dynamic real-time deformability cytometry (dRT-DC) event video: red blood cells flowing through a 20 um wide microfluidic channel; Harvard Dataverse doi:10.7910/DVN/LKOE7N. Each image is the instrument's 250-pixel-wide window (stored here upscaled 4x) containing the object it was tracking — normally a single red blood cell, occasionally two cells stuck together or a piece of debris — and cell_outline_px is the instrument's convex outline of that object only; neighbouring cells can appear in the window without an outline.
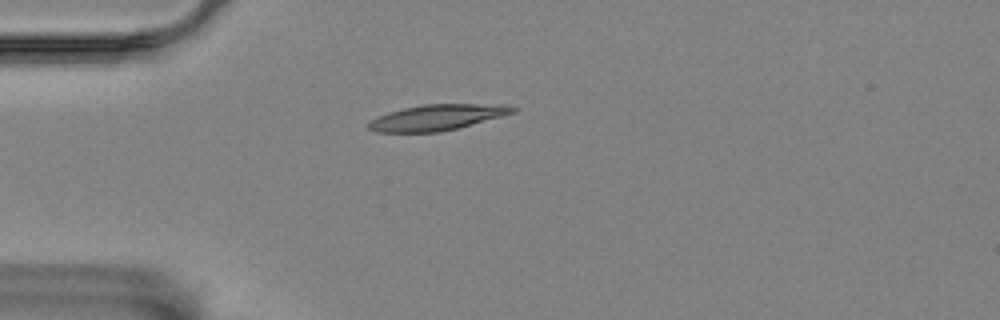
{"species": "Egyptian fruit bat (a non-hibernating species)", "species_latin": "Rousettus aegyptiacus", "temperature_condition": "room temperature", "stored_images_in_passage": 42, "camera_frame_rate_fps": 3000, "um_per_image_px": 0.085, "animal": {"sex": "female"}, "frame": {"image": 1, "passage_image": 1, "time_ms": 0.0, "image_size_px": [1000, 320], "cell_outline_px": [[520, 108], [516, 112], [456, 128], [440, 132], [376, 132], [368, 128], [368, 124], [376, 116], [388, 112], [404, 108], [424, 104], [508, 104]], "centroid_in_image_um": [37.18, 9.96], "position_along_channel_um": 47.8, "area_um2": 21.62}}
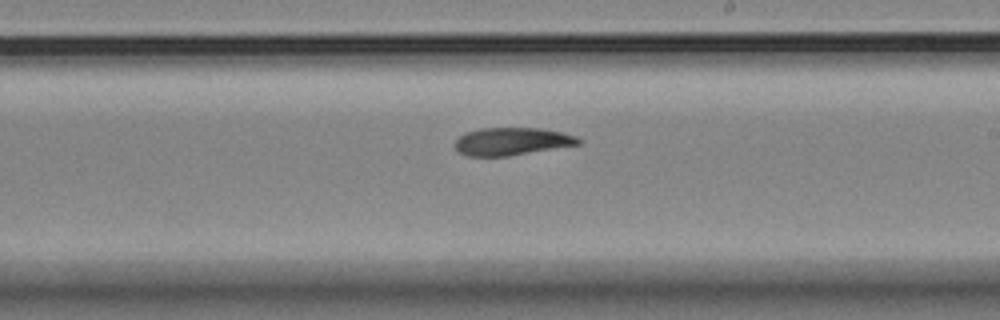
{"frame": {"image": 2, "passage_image": 19, "time_ms": 6.0, "image_size_px": [1000, 320], "cell_outline_px": [[580, 144], [508, 156], [468, 156], [456, 152], [452, 144], [464, 132], [480, 128], [540, 128], [564, 132], [576, 136], [580, 140]], "centroid_in_image_um": [43.44, 12.02], "position_along_channel_um": 245.6, "area_um2": 20.11}}
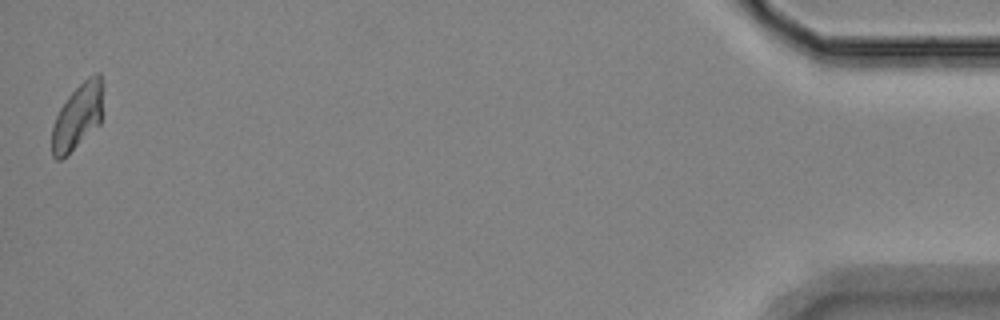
{"frame": {"image": 3, "passage_image": 42, "time_ms": 13.667, "image_size_px": [1000, 320], "cell_outline_px": [[104, 84], [100, 124], [60, 160], [56, 160], [52, 156], [52, 128], [56, 116], [60, 108], [68, 96], [88, 76], [96, 72], [100, 72]], "centroid_in_image_um": [6.63, 9.84], "position_along_channel_um": 428.6, "area_um2": 19.54}, "authors_computed_cell_mechanics": {"area_um2": 20.2878, "velocity_mm_per_s": 3.5349, "shape_relaxation_time_tau1_ms": null, "shape_relaxation_time_tau2_ms": 3.2089, "deformation_change_tau1": null, "deformation_change_tau2": 0.0816}}